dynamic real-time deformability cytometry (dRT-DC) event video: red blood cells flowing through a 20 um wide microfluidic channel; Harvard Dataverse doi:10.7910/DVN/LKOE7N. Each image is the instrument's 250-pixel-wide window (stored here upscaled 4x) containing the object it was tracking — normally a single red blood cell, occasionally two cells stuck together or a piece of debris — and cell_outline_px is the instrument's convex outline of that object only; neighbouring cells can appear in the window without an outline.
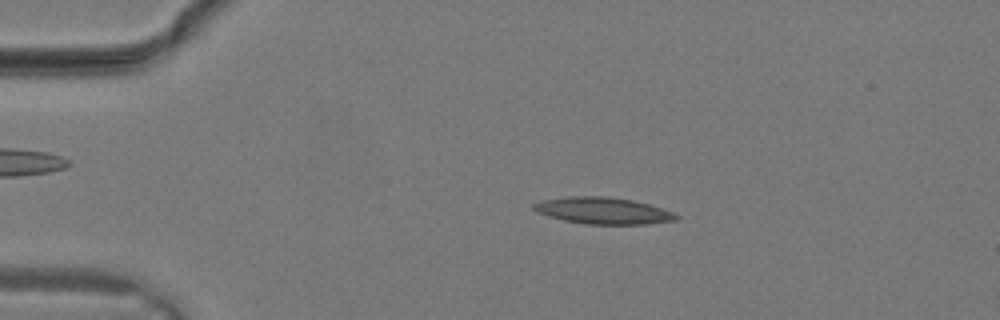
{"species": "common noctule bat (a hibernating species)", "species_latin": "Nyctalus noctula", "temperature_condition": "warm", "stored_images_in_passage": 8, "camera_frame_rate_fps": 3000, "um_per_image_px": 0.085, "animal": {"sex": "male", "body_mass_g": 19.2, "forearm_length_mm": 51.8}, "frame": {"image": 1, "passage_image": 4, "time_ms": 1.0, "image_size_px": [1000, 320], "cell_outline_px": [[680, 216], [676, 220], [648, 224], [584, 224], [564, 220], [548, 216], [536, 212], [532, 208], [532, 204], [544, 200], [572, 196], [608, 196], [632, 200], [648, 204], [672, 212]], "centroid_in_image_um": [51.25, 17.91], "position_along_channel_um": 33.8, "area_um2": 22.02}}